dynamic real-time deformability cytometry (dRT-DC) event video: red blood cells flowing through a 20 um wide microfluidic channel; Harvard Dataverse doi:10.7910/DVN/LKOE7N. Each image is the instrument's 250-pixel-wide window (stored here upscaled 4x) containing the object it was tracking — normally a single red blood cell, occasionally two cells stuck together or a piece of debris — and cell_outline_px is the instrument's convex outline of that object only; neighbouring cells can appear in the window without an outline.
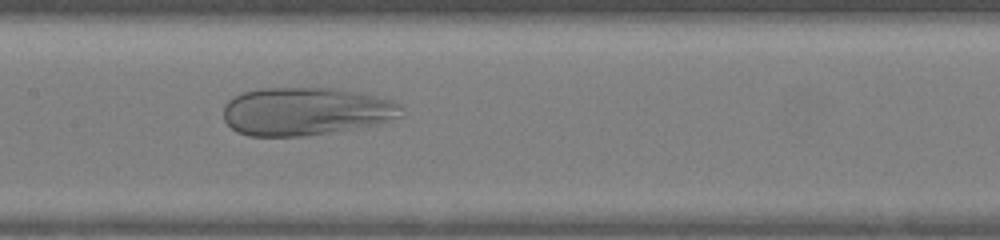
{"species": "human", "species_latin": "Homo sapiens", "temperature_condition": "warm", "stored_images_in_passage": 45, "camera_frame_rate_fps": 3000, "um_per_image_px": 0.085, "donor": {"sex": "female"}, "frame": {"image": 1, "passage_image": 21, "time_ms": 6.667, "image_size_px": [1000, 240], "cell_outline_px": [[404, 116], [376, 124], [304, 136], [248, 136], [236, 132], [224, 120], [224, 104], [228, 100], [240, 92], [260, 88], [332, 88], [356, 92], [376, 96], [392, 100], [400, 104]], "centroid_in_image_um": [25.95, 9.46], "position_along_channel_um": 181.4, "area_um2": 49.82}}
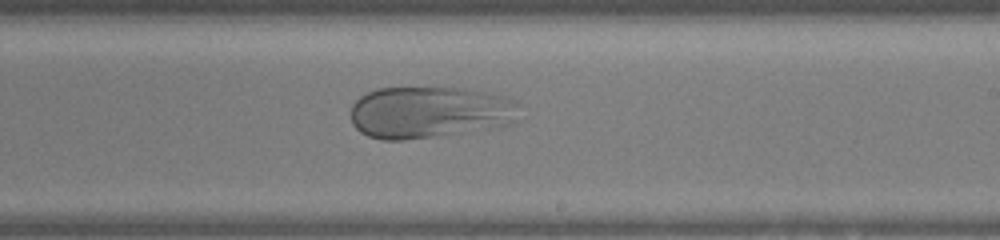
{"frame": {"image": 2, "passage_image": 26, "time_ms": 8.333, "image_size_px": [1000, 240], "cell_outline_px": [[516, 124], [492, 128], [464, 132], [404, 140], [380, 140], [368, 136], [360, 132], [352, 124], [352, 104], [360, 96], [376, 88], [464, 88], [504, 96], [516, 100]], "centroid_in_image_um": [36.5, 9.55], "position_along_channel_um": 252.5, "area_um2": 51.04}}
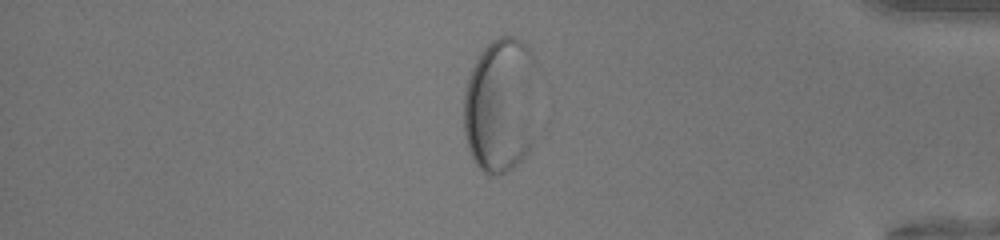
{"frame": {"image": 3, "passage_image": 38, "time_ms": 12.333, "image_size_px": [1000, 240], "cell_outline_px": [[536, 60], [532, 144], [528, 152], [512, 168], [500, 176], [488, 176], [476, 164], [468, 148], [464, 136], [464, 92], [472, 68], [480, 52], [492, 40], [500, 36], [512, 36], [520, 40], [528, 48]], "centroid_in_image_um": [42.53, 8.96], "position_along_channel_um": 392.7, "area_um2": 58.49}}